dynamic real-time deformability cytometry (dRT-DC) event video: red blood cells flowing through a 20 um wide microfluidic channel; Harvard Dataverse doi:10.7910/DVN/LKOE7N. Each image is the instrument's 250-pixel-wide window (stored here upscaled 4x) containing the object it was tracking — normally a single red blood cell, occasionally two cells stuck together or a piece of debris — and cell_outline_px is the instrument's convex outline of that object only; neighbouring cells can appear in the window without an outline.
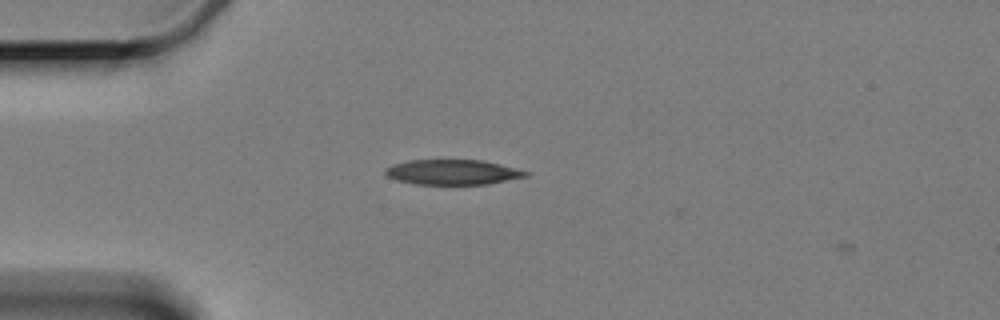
{"species": "Egyptian fruit bat (a non-hibernating species)", "species_latin": "Rousettus aegyptiacus", "temperature_condition": "cold", "stored_images_in_passage": 3, "camera_frame_rate_fps": 3000, "um_per_image_px": 0.085, "animal": {"sex": "female"}, "frame": {"image": 1, "passage_image": 1, "time_ms": 0.0, "image_size_px": [1000, 320], "cell_outline_px": [[532, 172], [528, 176], [488, 184], [416, 184], [396, 180], [388, 176], [384, 172], [384, 168], [392, 164], [408, 160], [480, 160], [500, 164]], "centroid_in_image_um": [38.47, 14.63], "position_along_channel_um": 46.5, "area_um2": 20.58}}
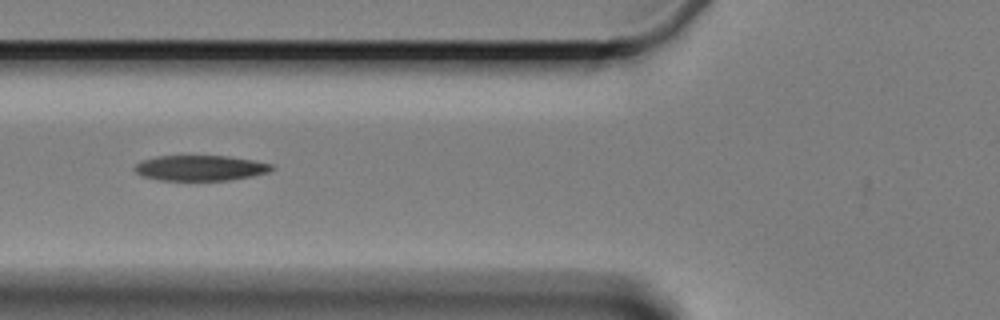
{"frame": {"image": 2, "passage_image": 3, "time_ms": 2.333, "image_size_px": [1000, 320], "cell_outline_px": [[276, 168], [268, 172], [252, 176], [232, 180], [160, 180], [144, 176], [136, 172], [132, 168], [136, 164], [144, 160], [156, 156], [228, 156], [252, 160], [272, 164]], "centroid_in_image_um": [17.05, 14.28], "position_along_channel_um": 108.7, "area_um2": 20.23}}